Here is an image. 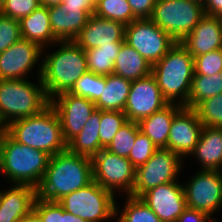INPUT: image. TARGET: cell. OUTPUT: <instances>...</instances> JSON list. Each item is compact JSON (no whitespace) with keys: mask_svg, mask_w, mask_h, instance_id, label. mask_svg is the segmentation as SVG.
<instances>
[{"mask_svg":"<svg viewBox=\"0 0 222 222\" xmlns=\"http://www.w3.org/2000/svg\"><path fill=\"white\" fill-rule=\"evenodd\" d=\"M21 37L38 44L41 48L51 47L58 40L51 30L48 7L41 5L30 15L19 20Z\"/></svg>","mask_w":222,"mask_h":222,"instance_id":"cell-23","label":"cell"},{"mask_svg":"<svg viewBox=\"0 0 222 222\" xmlns=\"http://www.w3.org/2000/svg\"><path fill=\"white\" fill-rule=\"evenodd\" d=\"M4 130L17 142L50 156L67 150L59 116L51 104L37 115L9 123Z\"/></svg>","mask_w":222,"mask_h":222,"instance_id":"cell-5","label":"cell"},{"mask_svg":"<svg viewBox=\"0 0 222 222\" xmlns=\"http://www.w3.org/2000/svg\"><path fill=\"white\" fill-rule=\"evenodd\" d=\"M93 182L92 158L68 149L50 156L45 175L37 189V197L58 202L65 195Z\"/></svg>","mask_w":222,"mask_h":222,"instance_id":"cell-1","label":"cell"},{"mask_svg":"<svg viewBox=\"0 0 222 222\" xmlns=\"http://www.w3.org/2000/svg\"><path fill=\"white\" fill-rule=\"evenodd\" d=\"M0 79V123L4 128L18 119L39 114L50 104L40 78Z\"/></svg>","mask_w":222,"mask_h":222,"instance_id":"cell-6","label":"cell"},{"mask_svg":"<svg viewBox=\"0 0 222 222\" xmlns=\"http://www.w3.org/2000/svg\"><path fill=\"white\" fill-rule=\"evenodd\" d=\"M100 118L101 110L96 109L80 133L67 144L70 152L92 158L103 149L99 140Z\"/></svg>","mask_w":222,"mask_h":222,"instance_id":"cell-26","label":"cell"},{"mask_svg":"<svg viewBox=\"0 0 222 222\" xmlns=\"http://www.w3.org/2000/svg\"><path fill=\"white\" fill-rule=\"evenodd\" d=\"M93 181L115 195H130L136 181V168L127 157L114 154L103 148L92 157Z\"/></svg>","mask_w":222,"mask_h":222,"instance_id":"cell-9","label":"cell"},{"mask_svg":"<svg viewBox=\"0 0 222 222\" xmlns=\"http://www.w3.org/2000/svg\"><path fill=\"white\" fill-rule=\"evenodd\" d=\"M194 75L212 76L222 72V51L221 49L211 51L194 57Z\"/></svg>","mask_w":222,"mask_h":222,"instance_id":"cell-37","label":"cell"},{"mask_svg":"<svg viewBox=\"0 0 222 222\" xmlns=\"http://www.w3.org/2000/svg\"><path fill=\"white\" fill-rule=\"evenodd\" d=\"M194 110L203 126L222 127V93L200 102Z\"/></svg>","mask_w":222,"mask_h":222,"instance_id":"cell-35","label":"cell"},{"mask_svg":"<svg viewBox=\"0 0 222 222\" xmlns=\"http://www.w3.org/2000/svg\"><path fill=\"white\" fill-rule=\"evenodd\" d=\"M182 186L187 207L211 216L222 210V171L199 169Z\"/></svg>","mask_w":222,"mask_h":222,"instance_id":"cell-12","label":"cell"},{"mask_svg":"<svg viewBox=\"0 0 222 222\" xmlns=\"http://www.w3.org/2000/svg\"><path fill=\"white\" fill-rule=\"evenodd\" d=\"M133 15L137 19H150L156 0H127Z\"/></svg>","mask_w":222,"mask_h":222,"instance_id":"cell-41","label":"cell"},{"mask_svg":"<svg viewBox=\"0 0 222 222\" xmlns=\"http://www.w3.org/2000/svg\"><path fill=\"white\" fill-rule=\"evenodd\" d=\"M204 15L203 6L190 0H156L150 19L175 42H181Z\"/></svg>","mask_w":222,"mask_h":222,"instance_id":"cell-8","label":"cell"},{"mask_svg":"<svg viewBox=\"0 0 222 222\" xmlns=\"http://www.w3.org/2000/svg\"><path fill=\"white\" fill-rule=\"evenodd\" d=\"M37 189L28 184H11L0 189V222H20L34 207Z\"/></svg>","mask_w":222,"mask_h":222,"instance_id":"cell-20","label":"cell"},{"mask_svg":"<svg viewBox=\"0 0 222 222\" xmlns=\"http://www.w3.org/2000/svg\"><path fill=\"white\" fill-rule=\"evenodd\" d=\"M140 130L138 122L128 121L116 133L110 144L105 148L108 151L119 156H129L136 140L138 131Z\"/></svg>","mask_w":222,"mask_h":222,"instance_id":"cell-32","label":"cell"},{"mask_svg":"<svg viewBox=\"0 0 222 222\" xmlns=\"http://www.w3.org/2000/svg\"><path fill=\"white\" fill-rule=\"evenodd\" d=\"M65 222H86L84 219L80 217L74 216L73 214L65 211Z\"/></svg>","mask_w":222,"mask_h":222,"instance_id":"cell-47","label":"cell"},{"mask_svg":"<svg viewBox=\"0 0 222 222\" xmlns=\"http://www.w3.org/2000/svg\"><path fill=\"white\" fill-rule=\"evenodd\" d=\"M217 221L218 220L214 219L213 216L189 207H187L176 220V222H217Z\"/></svg>","mask_w":222,"mask_h":222,"instance_id":"cell-42","label":"cell"},{"mask_svg":"<svg viewBox=\"0 0 222 222\" xmlns=\"http://www.w3.org/2000/svg\"><path fill=\"white\" fill-rule=\"evenodd\" d=\"M50 155L14 140L5 130L0 134V172L11 184L37 188L45 175Z\"/></svg>","mask_w":222,"mask_h":222,"instance_id":"cell-3","label":"cell"},{"mask_svg":"<svg viewBox=\"0 0 222 222\" xmlns=\"http://www.w3.org/2000/svg\"><path fill=\"white\" fill-rule=\"evenodd\" d=\"M60 6H80L84 7L91 14L95 12V0H64Z\"/></svg>","mask_w":222,"mask_h":222,"instance_id":"cell-44","label":"cell"},{"mask_svg":"<svg viewBox=\"0 0 222 222\" xmlns=\"http://www.w3.org/2000/svg\"><path fill=\"white\" fill-rule=\"evenodd\" d=\"M54 52L43 49L41 81L49 100L56 95L69 92L76 81L88 71L86 53L74 41H57ZM45 52L47 54H45Z\"/></svg>","mask_w":222,"mask_h":222,"instance_id":"cell-2","label":"cell"},{"mask_svg":"<svg viewBox=\"0 0 222 222\" xmlns=\"http://www.w3.org/2000/svg\"><path fill=\"white\" fill-rule=\"evenodd\" d=\"M222 93V72L212 76L194 75L188 103L184 106L194 109L200 102Z\"/></svg>","mask_w":222,"mask_h":222,"instance_id":"cell-29","label":"cell"},{"mask_svg":"<svg viewBox=\"0 0 222 222\" xmlns=\"http://www.w3.org/2000/svg\"><path fill=\"white\" fill-rule=\"evenodd\" d=\"M124 40L152 66L177 43L151 19H137L126 25Z\"/></svg>","mask_w":222,"mask_h":222,"instance_id":"cell-11","label":"cell"},{"mask_svg":"<svg viewBox=\"0 0 222 222\" xmlns=\"http://www.w3.org/2000/svg\"><path fill=\"white\" fill-rule=\"evenodd\" d=\"M194 73V57L180 42L155 63L151 71L168 103L182 106L188 103Z\"/></svg>","mask_w":222,"mask_h":222,"instance_id":"cell-4","label":"cell"},{"mask_svg":"<svg viewBox=\"0 0 222 222\" xmlns=\"http://www.w3.org/2000/svg\"><path fill=\"white\" fill-rule=\"evenodd\" d=\"M122 44H107L85 50L88 71L97 75H110Z\"/></svg>","mask_w":222,"mask_h":222,"instance_id":"cell-28","label":"cell"},{"mask_svg":"<svg viewBox=\"0 0 222 222\" xmlns=\"http://www.w3.org/2000/svg\"><path fill=\"white\" fill-rule=\"evenodd\" d=\"M158 148L146 134L138 131L135 144L128 156L129 161L137 169L139 166L145 164Z\"/></svg>","mask_w":222,"mask_h":222,"instance_id":"cell-36","label":"cell"},{"mask_svg":"<svg viewBox=\"0 0 222 222\" xmlns=\"http://www.w3.org/2000/svg\"><path fill=\"white\" fill-rule=\"evenodd\" d=\"M162 222H176L187 208L182 182L151 188L139 197Z\"/></svg>","mask_w":222,"mask_h":222,"instance_id":"cell-16","label":"cell"},{"mask_svg":"<svg viewBox=\"0 0 222 222\" xmlns=\"http://www.w3.org/2000/svg\"><path fill=\"white\" fill-rule=\"evenodd\" d=\"M50 104L59 116L63 138L67 144L80 133L96 110L95 102L70 92L56 95L50 100Z\"/></svg>","mask_w":222,"mask_h":222,"instance_id":"cell-14","label":"cell"},{"mask_svg":"<svg viewBox=\"0 0 222 222\" xmlns=\"http://www.w3.org/2000/svg\"><path fill=\"white\" fill-rule=\"evenodd\" d=\"M102 86H106L105 76L87 71L76 81L69 92L96 102L101 96Z\"/></svg>","mask_w":222,"mask_h":222,"instance_id":"cell-34","label":"cell"},{"mask_svg":"<svg viewBox=\"0 0 222 222\" xmlns=\"http://www.w3.org/2000/svg\"><path fill=\"white\" fill-rule=\"evenodd\" d=\"M184 106L169 103L161 110L138 122L140 131L148 136L157 148H167L171 123Z\"/></svg>","mask_w":222,"mask_h":222,"instance_id":"cell-24","label":"cell"},{"mask_svg":"<svg viewBox=\"0 0 222 222\" xmlns=\"http://www.w3.org/2000/svg\"><path fill=\"white\" fill-rule=\"evenodd\" d=\"M125 25L92 14L74 42L84 50L107 44H123Z\"/></svg>","mask_w":222,"mask_h":222,"instance_id":"cell-18","label":"cell"},{"mask_svg":"<svg viewBox=\"0 0 222 222\" xmlns=\"http://www.w3.org/2000/svg\"><path fill=\"white\" fill-rule=\"evenodd\" d=\"M41 5L40 0H5L0 13L12 19L20 20L30 15Z\"/></svg>","mask_w":222,"mask_h":222,"instance_id":"cell-39","label":"cell"},{"mask_svg":"<svg viewBox=\"0 0 222 222\" xmlns=\"http://www.w3.org/2000/svg\"><path fill=\"white\" fill-rule=\"evenodd\" d=\"M19 20L0 13V53L21 39Z\"/></svg>","mask_w":222,"mask_h":222,"instance_id":"cell-38","label":"cell"},{"mask_svg":"<svg viewBox=\"0 0 222 222\" xmlns=\"http://www.w3.org/2000/svg\"><path fill=\"white\" fill-rule=\"evenodd\" d=\"M184 160L167 148H158L151 158L136 169V181L130 196L140 197L151 188L179 181Z\"/></svg>","mask_w":222,"mask_h":222,"instance_id":"cell-10","label":"cell"},{"mask_svg":"<svg viewBox=\"0 0 222 222\" xmlns=\"http://www.w3.org/2000/svg\"><path fill=\"white\" fill-rule=\"evenodd\" d=\"M128 122L123 111L101 110L100 118V145L106 148L116 133Z\"/></svg>","mask_w":222,"mask_h":222,"instance_id":"cell-33","label":"cell"},{"mask_svg":"<svg viewBox=\"0 0 222 222\" xmlns=\"http://www.w3.org/2000/svg\"><path fill=\"white\" fill-rule=\"evenodd\" d=\"M43 48L38 44L21 38L4 52L0 53V79H28L37 67V76L41 77ZM41 58V60H40Z\"/></svg>","mask_w":222,"mask_h":222,"instance_id":"cell-13","label":"cell"},{"mask_svg":"<svg viewBox=\"0 0 222 222\" xmlns=\"http://www.w3.org/2000/svg\"><path fill=\"white\" fill-rule=\"evenodd\" d=\"M200 170L222 171V127L203 126L198 143L189 155Z\"/></svg>","mask_w":222,"mask_h":222,"instance_id":"cell-22","label":"cell"},{"mask_svg":"<svg viewBox=\"0 0 222 222\" xmlns=\"http://www.w3.org/2000/svg\"><path fill=\"white\" fill-rule=\"evenodd\" d=\"M203 8L207 15L222 17V0H206Z\"/></svg>","mask_w":222,"mask_h":222,"instance_id":"cell-43","label":"cell"},{"mask_svg":"<svg viewBox=\"0 0 222 222\" xmlns=\"http://www.w3.org/2000/svg\"><path fill=\"white\" fill-rule=\"evenodd\" d=\"M180 43L193 57L222 49V18L205 14Z\"/></svg>","mask_w":222,"mask_h":222,"instance_id":"cell-19","label":"cell"},{"mask_svg":"<svg viewBox=\"0 0 222 222\" xmlns=\"http://www.w3.org/2000/svg\"><path fill=\"white\" fill-rule=\"evenodd\" d=\"M51 30L58 41H74L92 15L80 6L48 7Z\"/></svg>","mask_w":222,"mask_h":222,"instance_id":"cell-21","label":"cell"},{"mask_svg":"<svg viewBox=\"0 0 222 222\" xmlns=\"http://www.w3.org/2000/svg\"><path fill=\"white\" fill-rule=\"evenodd\" d=\"M4 3H5V0H0V10H1L2 6L4 5Z\"/></svg>","mask_w":222,"mask_h":222,"instance_id":"cell-49","label":"cell"},{"mask_svg":"<svg viewBox=\"0 0 222 222\" xmlns=\"http://www.w3.org/2000/svg\"><path fill=\"white\" fill-rule=\"evenodd\" d=\"M190 1H193L203 6L206 0H190Z\"/></svg>","mask_w":222,"mask_h":222,"instance_id":"cell-48","label":"cell"},{"mask_svg":"<svg viewBox=\"0 0 222 222\" xmlns=\"http://www.w3.org/2000/svg\"><path fill=\"white\" fill-rule=\"evenodd\" d=\"M94 14L101 18L121 22L125 26L137 20L127 0H97Z\"/></svg>","mask_w":222,"mask_h":222,"instance_id":"cell-31","label":"cell"},{"mask_svg":"<svg viewBox=\"0 0 222 222\" xmlns=\"http://www.w3.org/2000/svg\"><path fill=\"white\" fill-rule=\"evenodd\" d=\"M132 81L114 73L105 76L101 96L95 102L96 109L124 111Z\"/></svg>","mask_w":222,"mask_h":222,"instance_id":"cell-25","label":"cell"},{"mask_svg":"<svg viewBox=\"0 0 222 222\" xmlns=\"http://www.w3.org/2000/svg\"><path fill=\"white\" fill-rule=\"evenodd\" d=\"M33 210L42 222H65V210L58 202L36 198Z\"/></svg>","mask_w":222,"mask_h":222,"instance_id":"cell-40","label":"cell"},{"mask_svg":"<svg viewBox=\"0 0 222 222\" xmlns=\"http://www.w3.org/2000/svg\"><path fill=\"white\" fill-rule=\"evenodd\" d=\"M125 196L122 210L116 205L117 222H162L139 197Z\"/></svg>","mask_w":222,"mask_h":222,"instance_id":"cell-30","label":"cell"},{"mask_svg":"<svg viewBox=\"0 0 222 222\" xmlns=\"http://www.w3.org/2000/svg\"><path fill=\"white\" fill-rule=\"evenodd\" d=\"M20 222H42V220L40 216L34 210H32Z\"/></svg>","mask_w":222,"mask_h":222,"instance_id":"cell-45","label":"cell"},{"mask_svg":"<svg viewBox=\"0 0 222 222\" xmlns=\"http://www.w3.org/2000/svg\"><path fill=\"white\" fill-rule=\"evenodd\" d=\"M152 65L133 47L124 42L114 62L113 73L124 79L135 81L151 74Z\"/></svg>","mask_w":222,"mask_h":222,"instance_id":"cell-27","label":"cell"},{"mask_svg":"<svg viewBox=\"0 0 222 222\" xmlns=\"http://www.w3.org/2000/svg\"><path fill=\"white\" fill-rule=\"evenodd\" d=\"M116 195L93 181L61 198L58 203L65 211L86 222H105L116 218Z\"/></svg>","mask_w":222,"mask_h":222,"instance_id":"cell-7","label":"cell"},{"mask_svg":"<svg viewBox=\"0 0 222 222\" xmlns=\"http://www.w3.org/2000/svg\"><path fill=\"white\" fill-rule=\"evenodd\" d=\"M4 131V126L0 123V134Z\"/></svg>","mask_w":222,"mask_h":222,"instance_id":"cell-50","label":"cell"},{"mask_svg":"<svg viewBox=\"0 0 222 222\" xmlns=\"http://www.w3.org/2000/svg\"><path fill=\"white\" fill-rule=\"evenodd\" d=\"M64 0H40V3L46 7L58 6L61 5Z\"/></svg>","mask_w":222,"mask_h":222,"instance_id":"cell-46","label":"cell"},{"mask_svg":"<svg viewBox=\"0 0 222 222\" xmlns=\"http://www.w3.org/2000/svg\"><path fill=\"white\" fill-rule=\"evenodd\" d=\"M202 128L203 124L199 121L196 111L183 107L171 123L167 149L185 161L198 143Z\"/></svg>","mask_w":222,"mask_h":222,"instance_id":"cell-17","label":"cell"},{"mask_svg":"<svg viewBox=\"0 0 222 222\" xmlns=\"http://www.w3.org/2000/svg\"><path fill=\"white\" fill-rule=\"evenodd\" d=\"M167 104L154 76L150 74L132 81L123 112L128 121L139 122Z\"/></svg>","mask_w":222,"mask_h":222,"instance_id":"cell-15","label":"cell"}]
</instances>
